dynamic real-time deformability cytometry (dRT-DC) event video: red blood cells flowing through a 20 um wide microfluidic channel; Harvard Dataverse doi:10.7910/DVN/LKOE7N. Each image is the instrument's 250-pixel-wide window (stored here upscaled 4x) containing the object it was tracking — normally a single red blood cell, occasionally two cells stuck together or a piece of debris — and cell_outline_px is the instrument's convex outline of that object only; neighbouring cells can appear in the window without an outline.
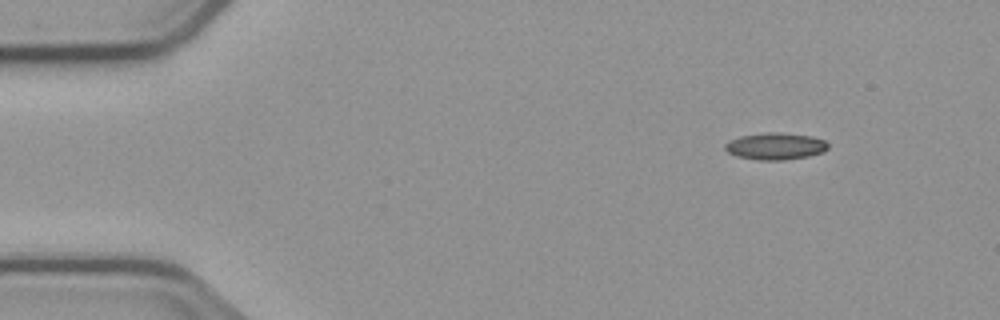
{"species": "common noctule bat (a hibernating species)", "species_latin": "Nyctalus noctula", "temperature_condition": "cold", "stored_images_in_passage": 3, "camera_frame_rate_fps": 3000, "um_per_image_px": 0.085, "animal": {"sex": "male", "body_mass_g": 23.1, "forearm_length_mm": 52.7}, "frame": {"image": 1, "passage_image": 1, "time_ms": 0.0, "image_size_px": [1000, 320], "cell_outline_px": [[828, 148], [824, 152], [808, 156], [784, 160], [760, 160], [736, 156], [728, 152], [724, 148], [724, 144], [728, 140], [740, 136], [764, 132], [780, 132], [812, 136], [824, 140], [828, 144]], "centroid_in_image_um": [65.9, 12.42], "position_along_channel_um": 19.1, "area_um2": 16.3}}